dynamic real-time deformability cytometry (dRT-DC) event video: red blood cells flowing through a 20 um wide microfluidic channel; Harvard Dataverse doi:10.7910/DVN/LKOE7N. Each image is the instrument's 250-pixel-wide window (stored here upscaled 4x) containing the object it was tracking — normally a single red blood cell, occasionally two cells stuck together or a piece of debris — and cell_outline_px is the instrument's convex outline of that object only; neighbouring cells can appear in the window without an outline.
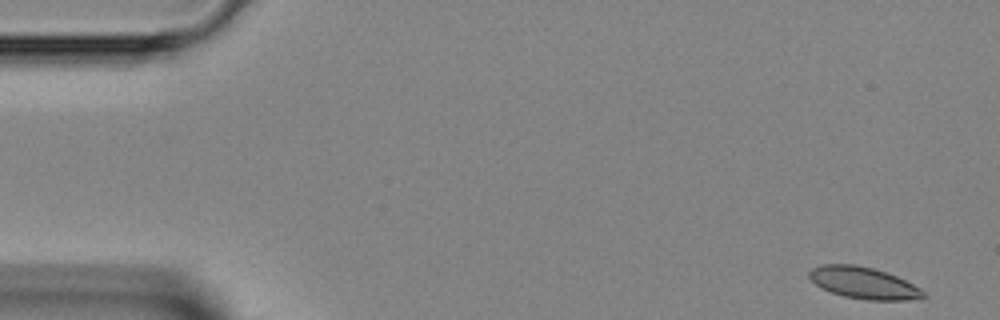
{"species": "Egyptian fruit bat (a non-hibernating species)", "species_latin": "Rousettus aegyptiacus", "temperature_condition": "room temperature", "stored_images_in_passage": 44, "camera_frame_rate_fps": 3000, "um_per_image_px": 0.085, "animal": {"sex": "female"}, "frame": {"image": 1, "passage_image": 1, "time_ms": 0.0, "image_size_px": [1000, 320], "cell_outline_px": [[928, 296], [908, 300], [868, 300], [844, 296], [820, 288], [808, 276], [808, 272], [812, 268], [820, 264], [856, 264], [872, 268], [896, 276], [920, 288]], "centroid_in_image_um": [73.37, 24.04], "position_along_channel_um": 11.6, "area_um2": 20.98}}
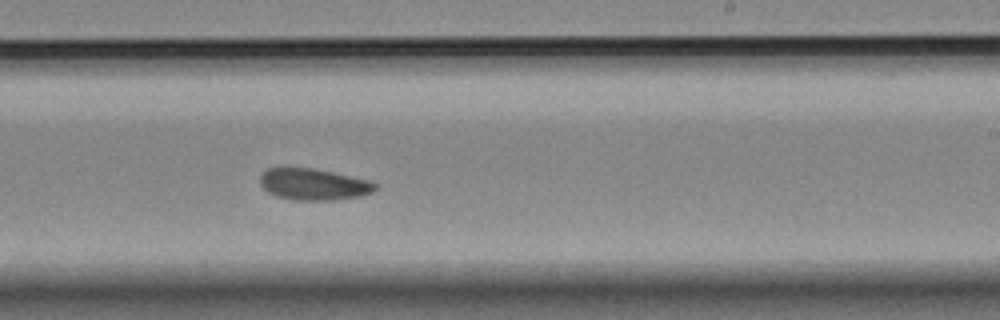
{"frame": {"image": 2, "passage_image": 26, "time_ms": 8.333, "image_size_px": [1000, 320], "cell_outline_px": [[376, 188], [372, 192], [360, 196], [332, 200], [292, 200], [276, 196], [268, 192], [260, 184], [260, 176], [268, 168], [312, 168], [372, 180], [376, 184]], "centroid_in_image_um": [26.66, 15.67], "position_along_channel_um": 262.3, "area_um2": 21.1}}
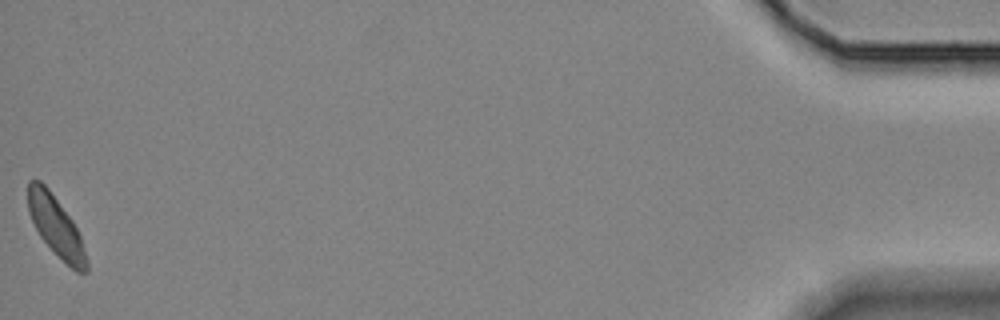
{"frame": {"image": 3, "passage_image": 44, "time_ms": 14.333, "image_size_px": [1000, 320], "cell_outline_px": [[88, 272], [76, 272], [40, 236], [28, 212], [28, 180], [40, 180], [48, 188], [72, 220], [80, 236], [88, 260]], "centroid_in_image_um": [4.76, 19.22], "position_along_channel_um": 430.4, "area_um2": 19.94}}